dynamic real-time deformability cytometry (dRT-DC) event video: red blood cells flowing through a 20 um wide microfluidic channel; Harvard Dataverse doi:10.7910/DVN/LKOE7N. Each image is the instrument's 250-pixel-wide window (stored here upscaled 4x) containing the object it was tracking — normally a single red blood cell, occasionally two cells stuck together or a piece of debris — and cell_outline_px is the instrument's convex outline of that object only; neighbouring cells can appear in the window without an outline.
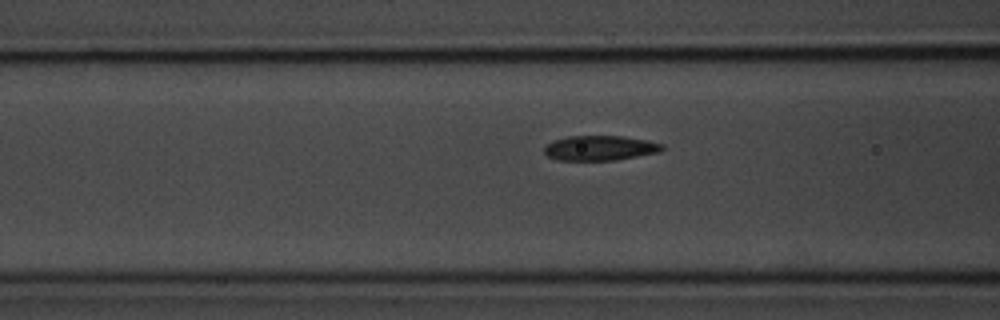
{"species": "common noctule bat (a hibernating species)", "species_latin": "Nyctalus noctula", "temperature_condition": "room temperature", "stored_images_in_passage": 39, "camera_frame_rate_fps": 3000, "um_per_image_px": 0.085, "animal": {"sex": "male", "body_mass_g": 20.1, "forearm_length_mm": 53.5}, "frame": {"image": 1, "passage_image": 11, "time_ms": 3.333, "image_size_px": [1000, 320], "cell_outline_px": [[664, 148], [660, 152], [616, 160], [556, 160], [548, 156], [544, 152], [544, 148], [552, 140], [568, 136], [624, 136], [648, 140], [664, 144]], "centroid_in_image_um": [51.02, 12.58], "position_along_channel_um": 115.6, "area_um2": 17.22}}
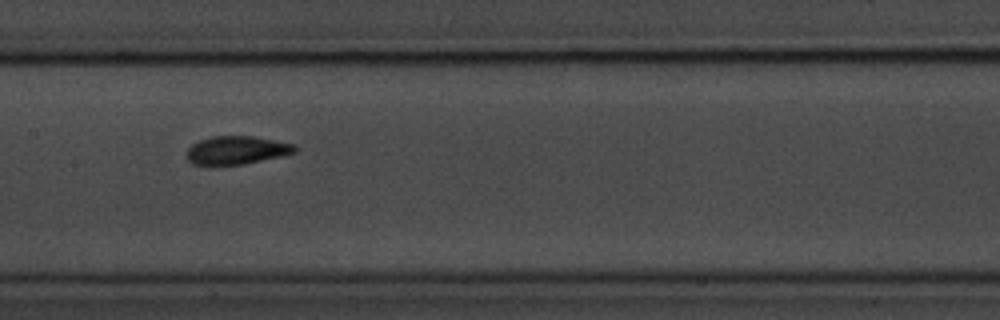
{"frame": {"image": 2, "passage_image": 17, "time_ms": 5.333, "image_size_px": [1000, 320], "cell_outline_px": [[300, 148], [296, 152], [280, 156], [244, 164], [208, 168], [192, 164], [188, 160], [188, 148], [192, 144], [200, 140], [212, 136], [252, 136], [296, 144]], "centroid_in_image_um": [20.09, 12.8], "position_along_channel_um": 187.3, "area_um2": 18.38}}
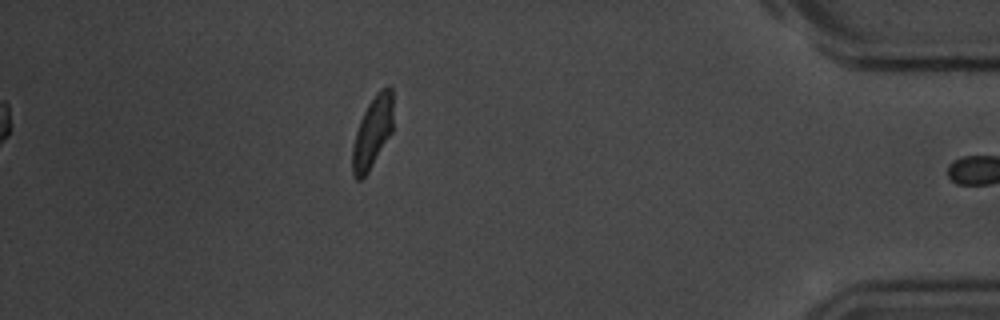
{"frame": {"image": 3, "passage_image": 39, "time_ms": 12.667, "image_size_px": [1000, 320], "cell_outline_px": [[392, 132], [368, 172], [360, 180], [356, 180], [352, 176], [352, 148], [356, 132], [360, 120], [368, 104], [376, 92], [388, 84], [392, 88]], "centroid_in_image_um": [31.65, 11.24], "position_along_channel_um": 403.5, "area_um2": 16.94}, "authors_computed_cell_mechanics": {"area_um2": 17.8024, "velocity_mm_per_s": 3.5765, "shape_relaxation_time_tau1_ms": 2.8608, "shape_relaxation_time_tau2_ms": 1.2144, "deformation_change_tau1": 0.1365, "deformation_change_tau2": 0.0596}}